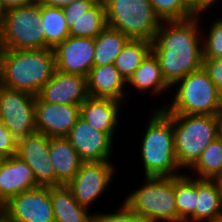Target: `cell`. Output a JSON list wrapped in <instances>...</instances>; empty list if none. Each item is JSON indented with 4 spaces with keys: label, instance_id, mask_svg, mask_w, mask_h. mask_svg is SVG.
<instances>
[{
    "label": "cell",
    "instance_id": "6da1fadb",
    "mask_svg": "<svg viewBox=\"0 0 222 222\" xmlns=\"http://www.w3.org/2000/svg\"><path fill=\"white\" fill-rule=\"evenodd\" d=\"M206 14L200 12L187 20L160 23L152 42V52L170 87L203 65L201 26L208 24L203 19Z\"/></svg>",
    "mask_w": 222,
    "mask_h": 222
},
{
    "label": "cell",
    "instance_id": "7a4b0ae2",
    "mask_svg": "<svg viewBox=\"0 0 222 222\" xmlns=\"http://www.w3.org/2000/svg\"><path fill=\"white\" fill-rule=\"evenodd\" d=\"M149 113L140 146L136 147H140L138 158L144 168L143 176L173 177L185 173L177 161L172 118L163 109L151 108Z\"/></svg>",
    "mask_w": 222,
    "mask_h": 222
},
{
    "label": "cell",
    "instance_id": "3957f363",
    "mask_svg": "<svg viewBox=\"0 0 222 222\" xmlns=\"http://www.w3.org/2000/svg\"><path fill=\"white\" fill-rule=\"evenodd\" d=\"M55 70L53 49H5L0 85L37 96Z\"/></svg>",
    "mask_w": 222,
    "mask_h": 222
},
{
    "label": "cell",
    "instance_id": "277c9868",
    "mask_svg": "<svg viewBox=\"0 0 222 222\" xmlns=\"http://www.w3.org/2000/svg\"><path fill=\"white\" fill-rule=\"evenodd\" d=\"M170 93V101L164 100L153 109H163L167 114L190 115H217L222 111L216 85L203 66L177 81Z\"/></svg>",
    "mask_w": 222,
    "mask_h": 222
},
{
    "label": "cell",
    "instance_id": "5b68a950",
    "mask_svg": "<svg viewBox=\"0 0 222 222\" xmlns=\"http://www.w3.org/2000/svg\"><path fill=\"white\" fill-rule=\"evenodd\" d=\"M123 197V202L149 222H178L175 176L144 177L142 184Z\"/></svg>",
    "mask_w": 222,
    "mask_h": 222
},
{
    "label": "cell",
    "instance_id": "8992f818",
    "mask_svg": "<svg viewBox=\"0 0 222 222\" xmlns=\"http://www.w3.org/2000/svg\"><path fill=\"white\" fill-rule=\"evenodd\" d=\"M168 115L173 123L177 161L186 172L217 138V115Z\"/></svg>",
    "mask_w": 222,
    "mask_h": 222
},
{
    "label": "cell",
    "instance_id": "52a82bcc",
    "mask_svg": "<svg viewBox=\"0 0 222 222\" xmlns=\"http://www.w3.org/2000/svg\"><path fill=\"white\" fill-rule=\"evenodd\" d=\"M106 22L130 40L153 42L161 20L149 0H103Z\"/></svg>",
    "mask_w": 222,
    "mask_h": 222
},
{
    "label": "cell",
    "instance_id": "ba28073f",
    "mask_svg": "<svg viewBox=\"0 0 222 222\" xmlns=\"http://www.w3.org/2000/svg\"><path fill=\"white\" fill-rule=\"evenodd\" d=\"M41 5L34 2L7 9L0 24V37L6 49H44V30L41 28Z\"/></svg>",
    "mask_w": 222,
    "mask_h": 222
},
{
    "label": "cell",
    "instance_id": "9c48e42d",
    "mask_svg": "<svg viewBox=\"0 0 222 222\" xmlns=\"http://www.w3.org/2000/svg\"><path fill=\"white\" fill-rule=\"evenodd\" d=\"M115 162H84L81 165L75 176L66 184L80 205L92 209L93 204L99 203L100 199L106 196L103 194H107L105 191L109 190L114 177L117 176Z\"/></svg>",
    "mask_w": 222,
    "mask_h": 222
},
{
    "label": "cell",
    "instance_id": "30bf717a",
    "mask_svg": "<svg viewBox=\"0 0 222 222\" xmlns=\"http://www.w3.org/2000/svg\"><path fill=\"white\" fill-rule=\"evenodd\" d=\"M36 96L0 85V120L19 140L35 132Z\"/></svg>",
    "mask_w": 222,
    "mask_h": 222
},
{
    "label": "cell",
    "instance_id": "8fae6325",
    "mask_svg": "<svg viewBox=\"0 0 222 222\" xmlns=\"http://www.w3.org/2000/svg\"><path fill=\"white\" fill-rule=\"evenodd\" d=\"M4 213L12 222H55L51 187L21 192L4 204Z\"/></svg>",
    "mask_w": 222,
    "mask_h": 222
},
{
    "label": "cell",
    "instance_id": "7c38bea8",
    "mask_svg": "<svg viewBox=\"0 0 222 222\" xmlns=\"http://www.w3.org/2000/svg\"><path fill=\"white\" fill-rule=\"evenodd\" d=\"M84 162L113 161V140L107 133L96 130L81 117L66 137Z\"/></svg>",
    "mask_w": 222,
    "mask_h": 222
},
{
    "label": "cell",
    "instance_id": "4fadbf2b",
    "mask_svg": "<svg viewBox=\"0 0 222 222\" xmlns=\"http://www.w3.org/2000/svg\"><path fill=\"white\" fill-rule=\"evenodd\" d=\"M50 138L35 132L18 140L17 156L31 168L40 187L55 186V171L49 160Z\"/></svg>",
    "mask_w": 222,
    "mask_h": 222
},
{
    "label": "cell",
    "instance_id": "5bb4252c",
    "mask_svg": "<svg viewBox=\"0 0 222 222\" xmlns=\"http://www.w3.org/2000/svg\"><path fill=\"white\" fill-rule=\"evenodd\" d=\"M80 117V106L71 104H53L35 100V125L37 132L49 138L67 137L73 125Z\"/></svg>",
    "mask_w": 222,
    "mask_h": 222
},
{
    "label": "cell",
    "instance_id": "9a60e30c",
    "mask_svg": "<svg viewBox=\"0 0 222 222\" xmlns=\"http://www.w3.org/2000/svg\"><path fill=\"white\" fill-rule=\"evenodd\" d=\"M56 70L87 77L93 67L95 40L86 37H67L53 49Z\"/></svg>",
    "mask_w": 222,
    "mask_h": 222
},
{
    "label": "cell",
    "instance_id": "2e32d148",
    "mask_svg": "<svg viewBox=\"0 0 222 222\" xmlns=\"http://www.w3.org/2000/svg\"><path fill=\"white\" fill-rule=\"evenodd\" d=\"M37 97L53 104L81 105L89 96L86 77L55 70Z\"/></svg>",
    "mask_w": 222,
    "mask_h": 222
},
{
    "label": "cell",
    "instance_id": "e0dca14e",
    "mask_svg": "<svg viewBox=\"0 0 222 222\" xmlns=\"http://www.w3.org/2000/svg\"><path fill=\"white\" fill-rule=\"evenodd\" d=\"M124 106L123 102L115 99L88 97L80 105V117L96 130L107 133L114 140L116 130L121 123Z\"/></svg>",
    "mask_w": 222,
    "mask_h": 222
},
{
    "label": "cell",
    "instance_id": "ac0fdd59",
    "mask_svg": "<svg viewBox=\"0 0 222 222\" xmlns=\"http://www.w3.org/2000/svg\"><path fill=\"white\" fill-rule=\"evenodd\" d=\"M86 82L89 97L111 98L125 105L129 101L126 100L127 82L114 64L93 66L86 77Z\"/></svg>",
    "mask_w": 222,
    "mask_h": 222
},
{
    "label": "cell",
    "instance_id": "d6986e66",
    "mask_svg": "<svg viewBox=\"0 0 222 222\" xmlns=\"http://www.w3.org/2000/svg\"><path fill=\"white\" fill-rule=\"evenodd\" d=\"M31 168L17 155L7 157L0 167V200L5 204L13 196L38 188Z\"/></svg>",
    "mask_w": 222,
    "mask_h": 222
},
{
    "label": "cell",
    "instance_id": "ffe728a7",
    "mask_svg": "<svg viewBox=\"0 0 222 222\" xmlns=\"http://www.w3.org/2000/svg\"><path fill=\"white\" fill-rule=\"evenodd\" d=\"M128 88L131 89V91H129ZM132 88L136 91L132 90ZM130 92H137V93L148 92L150 96L153 95V97H151L153 99L154 97L157 98L164 96L165 94H171L170 93L171 87L167 84V82L163 78L159 61L152 51L146 56V58L134 71L133 75L128 79L127 81L128 99L129 97H131V95H133Z\"/></svg>",
    "mask_w": 222,
    "mask_h": 222
},
{
    "label": "cell",
    "instance_id": "44dd1931",
    "mask_svg": "<svg viewBox=\"0 0 222 222\" xmlns=\"http://www.w3.org/2000/svg\"><path fill=\"white\" fill-rule=\"evenodd\" d=\"M49 160L55 171V186L66 185L84 163L66 137L50 138Z\"/></svg>",
    "mask_w": 222,
    "mask_h": 222
},
{
    "label": "cell",
    "instance_id": "7402d4cb",
    "mask_svg": "<svg viewBox=\"0 0 222 222\" xmlns=\"http://www.w3.org/2000/svg\"><path fill=\"white\" fill-rule=\"evenodd\" d=\"M55 222H94L95 212L80 205L66 185L51 187Z\"/></svg>",
    "mask_w": 222,
    "mask_h": 222
},
{
    "label": "cell",
    "instance_id": "603a6c76",
    "mask_svg": "<svg viewBox=\"0 0 222 222\" xmlns=\"http://www.w3.org/2000/svg\"><path fill=\"white\" fill-rule=\"evenodd\" d=\"M65 21L69 28V36L96 38L107 26L103 0H99L78 18H65Z\"/></svg>",
    "mask_w": 222,
    "mask_h": 222
},
{
    "label": "cell",
    "instance_id": "cb8c5ba5",
    "mask_svg": "<svg viewBox=\"0 0 222 222\" xmlns=\"http://www.w3.org/2000/svg\"><path fill=\"white\" fill-rule=\"evenodd\" d=\"M222 211V199L217 184L197 178L195 222H211Z\"/></svg>",
    "mask_w": 222,
    "mask_h": 222
},
{
    "label": "cell",
    "instance_id": "d4e9b609",
    "mask_svg": "<svg viewBox=\"0 0 222 222\" xmlns=\"http://www.w3.org/2000/svg\"><path fill=\"white\" fill-rule=\"evenodd\" d=\"M93 66L114 64L116 57L130 40L125 34L108 25L97 35Z\"/></svg>",
    "mask_w": 222,
    "mask_h": 222
},
{
    "label": "cell",
    "instance_id": "484cf974",
    "mask_svg": "<svg viewBox=\"0 0 222 222\" xmlns=\"http://www.w3.org/2000/svg\"><path fill=\"white\" fill-rule=\"evenodd\" d=\"M197 178L183 173L175 176V202L178 222H195Z\"/></svg>",
    "mask_w": 222,
    "mask_h": 222
},
{
    "label": "cell",
    "instance_id": "4316f807",
    "mask_svg": "<svg viewBox=\"0 0 222 222\" xmlns=\"http://www.w3.org/2000/svg\"><path fill=\"white\" fill-rule=\"evenodd\" d=\"M41 28L44 30L45 48L54 49L69 37L63 8L41 5Z\"/></svg>",
    "mask_w": 222,
    "mask_h": 222
},
{
    "label": "cell",
    "instance_id": "83f0119b",
    "mask_svg": "<svg viewBox=\"0 0 222 222\" xmlns=\"http://www.w3.org/2000/svg\"><path fill=\"white\" fill-rule=\"evenodd\" d=\"M188 175L213 180L222 172V140L216 138L203 150L197 161L187 170Z\"/></svg>",
    "mask_w": 222,
    "mask_h": 222
},
{
    "label": "cell",
    "instance_id": "f1b7e54d",
    "mask_svg": "<svg viewBox=\"0 0 222 222\" xmlns=\"http://www.w3.org/2000/svg\"><path fill=\"white\" fill-rule=\"evenodd\" d=\"M151 51L152 43L145 40H129L126 43L114 62L126 82Z\"/></svg>",
    "mask_w": 222,
    "mask_h": 222
},
{
    "label": "cell",
    "instance_id": "f546056e",
    "mask_svg": "<svg viewBox=\"0 0 222 222\" xmlns=\"http://www.w3.org/2000/svg\"><path fill=\"white\" fill-rule=\"evenodd\" d=\"M215 17L207 25L209 28L201 26L203 59L222 58V16Z\"/></svg>",
    "mask_w": 222,
    "mask_h": 222
},
{
    "label": "cell",
    "instance_id": "4dcf8cb0",
    "mask_svg": "<svg viewBox=\"0 0 222 222\" xmlns=\"http://www.w3.org/2000/svg\"><path fill=\"white\" fill-rule=\"evenodd\" d=\"M161 21H182L196 15L184 0H149Z\"/></svg>",
    "mask_w": 222,
    "mask_h": 222
},
{
    "label": "cell",
    "instance_id": "1f68e13d",
    "mask_svg": "<svg viewBox=\"0 0 222 222\" xmlns=\"http://www.w3.org/2000/svg\"><path fill=\"white\" fill-rule=\"evenodd\" d=\"M117 205L120 206L117 209L114 208L113 213L111 210L108 211L109 213L96 210L94 222H149L131 210L124 202Z\"/></svg>",
    "mask_w": 222,
    "mask_h": 222
},
{
    "label": "cell",
    "instance_id": "d6a6232c",
    "mask_svg": "<svg viewBox=\"0 0 222 222\" xmlns=\"http://www.w3.org/2000/svg\"><path fill=\"white\" fill-rule=\"evenodd\" d=\"M202 66L207 71L212 82L216 85L219 99L222 102V58L203 59Z\"/></svg>",
    "mask_w": 222,
    "mask_h": 222
},
{
    "label": "cell",
    "instance_id": "836d02e7",
    "mask_svg": "<svg viewBox=\"0 0 222 222\" xmlns=\"http://www.w3.org/2000/svg\"><path fill=\"white\" fill-rule=\"evenodd\" d=\"M18 140L5 127L0 120V153L6 157H11L17 154Z\"/></svg>",
    "mask_w": 222,
    "mask_h": 222
},
{
    "label": "cell",
    "instance_id": "e575fe53",
    "mask_svg": "<svg viewBox=\"0 0 222 222\" xmlns=\"http://www.w3.org/2000/svg\"><path fill=\"white\" fill-rule=\"evenodd\" d=\"M99 0H74L68 6L63 8L65 18H78L90 8H92Z\"/></svg>",
    "mask_w": 222,
    "mask_h": 222
},
{
    "label": "cell",
    "instance_id": "d590c367",
    "mask_svg": "<svg viewBox=\"0 0 222 222\" xmlns=\"http://www.w3.org/2000/svg\"><path fill=\"white\" fill-rule=\"evenodd\" d=\"M34 1L35 0H0V7L4 12L7 9L14 8V7H22Z\"/></svg>",
    "mask_w": 222,
    "mask_h": 222
},
{
    "label": "cell",
    "instance_id": "8d00e7d4",
    "mask_svg": "<svg viewBox=\"0 0 222 222\" xmlns=\"http://www.w3.org/2000/svg\"><path fill=\"white\" fill-rule=\"evenodd\" d=\"M40 5L64 8L74 0H36Z\"/></svg>",
    "mask_w": 222,
    "mask_h": 222
},
{
    "label": "cell",
    "instance_id": "74e56055",
    "mask_svg": "<svg viewBox=\"0 0 222 222\" xmlns=\"http://www.w3.org/2000/svg\"><path fill=\"white\" fill-rule=\"evenodd\" d=\"M184 1L196 14L203 12V0H184Z\"/></svg>",
    "mask_w": 222,
    "mask_h": 222
},
{
    "label": "cell",
    "instance_id": "f35d334b",
    "mask_svg": "<svg viewBox=\"0 0 222 222\" xmlns=\"http://www.w3.org/2000/svg\"><path fill=\"white\" fill-rule=\"evenodd\" d=\"M220 1L222 0H203V12H208V14L213 10L212 8L216 5L217 3H221Z\"/></svg>",
    "mask_w": 222,
    "mask_h": 222
},
{
    "label": "cell",
    "instance_id": "ab89813d",
    "mask_svg": "<svg viewBox=\"0 0 222 222\" xmlns=\"http://www.w3.org/2000/svg\"><path fill=\"white\" fill-rule=\"evenodd\" d=\"M217 138L222 140V111L217 114Z\"/></svg>",
    "mask_w": 222,
    "mask_h": 222
},
{
    "label": "cell",
    "instance_id": "60d3db41",
    "mask_svg": "<svg viewBox=\"0 0 222 222\" xmlns=\"http://www.w3.org/2000/svg\"><path fill=\"white\" fill-rule=\"evenodd\" d=\"M5 47L4 44L1 40L0 37V80H1V76H2V66H3V57H4V52H5Z\"/></svg>",
    "mask_w": 222,
    "mask_h": 222
},
{
    "label": "cell",
    "instance_id": "b9f144b4",
    "mask_svg": "<svg viewBox=\"0 0 222 222\" xmlns=\"http://www.w3.org/2000/svg\"><path fill=\"white\" fill-rule=\"evenodd\" d=\"M213 181L217 184L218 190L221 194V199H222V172L218 174Z\"/></svg>",
    "mask_w": 222,
    "mask_h": 222
},
{
    "label": "cell",
    "instance_id": "7bdbcfd3",
    "mask_svg": "<svg viewBox=\"0 0 222 222\" xmlns=\"http://www.w3.org/2000/svg\"><path fill=\"white\" fill-rule=\"evenodd\" d=\"M0 222H12V221L10 220V218L5 213H2L0 215Z\"/></svg>",
    "mask_w": 222,
    "mask_h": 222
},
{
    "label": "cell",
    "instance_id": "ee69618b",
    "mask_svg": "<svg viewBox=\"0 0 222 222\" xmlns=\"http://www.w3.org/2000/svg\"><path fill=\"white\" fill-rule=\"evenodd\" d=\"M211 222H222V211Z\"/></svg>",
    "mask_w": 222,
    "mask_h": 222
},
{
    "label": "cell",
    "instance_id": "f6af8a7d",
    "mask_svg": "<svg viewBox=\"0 0 222 222\" xmlns=\"http://www.w3.org/2000/svg\"><path fill=\"white\" fill-rule=\"evenodd\" d=\"M6 158H7L6 156H4L2 153H0V167L2 166V164Z\"/></svg>",
    "mask_w": 222,
    "mask_h": 222
},
{
    "label": "cell",
    "instance_id": "bcb514c9",
    "mask_svg": "<svg viewBox=\"0 0 222 222\" xmlns=\"http://www.w3.org/2000/svg\"><path fill=\"white\" fill-rule=\"evenodd\" d=\"M4 213V204L2 203V201L0 200V215Z\"/></svg>",
    "mask_w": 222,
    "mask_h": 222
},
{
    "label": "cell",
    "instance_id": "7dc6e473",
    "mask_svg": "<svg viewBox=\"0 0 222 222\" xmlns=\"http://www.w3.org/2000/svg\"><path fill=\"white\" fill-rule=\"evenodd\" d=\"M2 15H3V10L0 7V24H1V20H2Z\"/></svg>",
    "mask_w": 222,
    "mask_h": 222
}]
</instances>
